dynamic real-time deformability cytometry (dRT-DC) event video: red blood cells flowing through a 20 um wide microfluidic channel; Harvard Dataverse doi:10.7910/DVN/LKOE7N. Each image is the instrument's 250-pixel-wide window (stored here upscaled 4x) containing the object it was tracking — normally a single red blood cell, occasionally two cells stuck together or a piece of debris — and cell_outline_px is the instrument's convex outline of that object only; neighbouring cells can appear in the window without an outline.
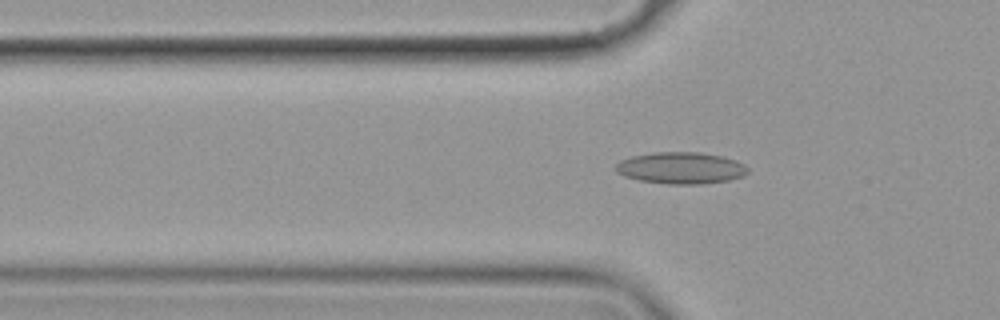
{"species": "common noctule bat (a hibernating species)", "species_latin": "Nyctalus noctula", "temperature_condition": "cold", "stored_images_in_passage": 45, "camera_frame_rate_fps": 3000, "um_per_image_px": 0.085, "animal": {"sex": "female", "body_mass_g": 19.9}, "frame": {"image": 1, "passage_image": 7, "time_ms": 2.0, "image_size_px": [1000, 320], "cell_outline_px": [[748, 172], [744, 176], [728, 180], [700, 184], [668, 184], [640, 180], [624, 176], [616, 172], [616, 164], [620, 160], [632, 156], [652, 152], [700, 152], [724, 156], [736, 160], [744, 164], [748, 168]], "centroid_in_image_um": [57.89, 14.27], "position_along_channel_um": 67.9, "area_um2": 24.51}}
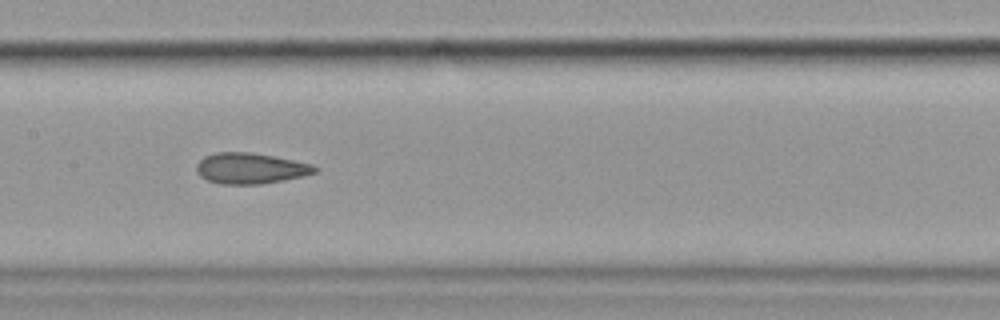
{"frame": {"image": 2, "passage_image": 17, "time_ms": 5.333, "image_size_px": [1000, 320], "cell_outline_px": [[320, 168], [316, 172], [304, 176], [260, 184], [220, 184], [208, 180], [200, 176], [196, 172], [196, 164], [204, 156], [216, 152], [248, 152], [272, 156], [312, 164]], "centroid_in_image_um": [21.27, 14.31], "position_along_channel_um": 186.1, "area_um2": 21.21}}
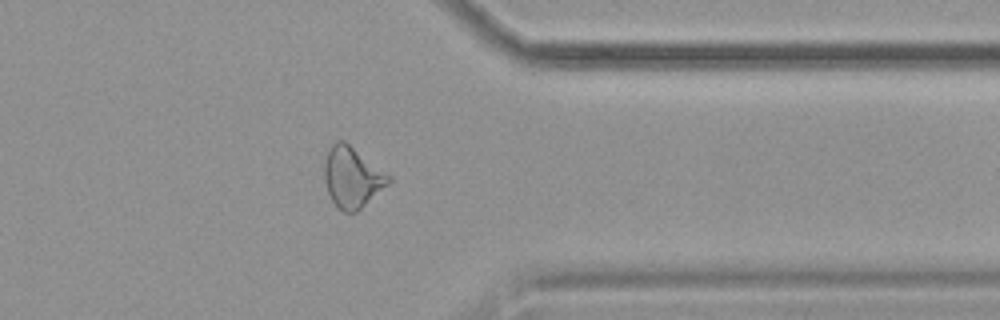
{"frame": {"image": 3, "passage_image": 34, "time_ms": 11.0, "image_size_px": [1000, 320], "cell_outline_px": [[392, 180], [388, 184], [356, 212], [344, 212], [332, 200], [328, 192], [324, 180], [324, 160], [332, 144], [336, 140], [344, 140], [392, 176]], "centroid_in_image_um": [29.94, 15.04], "position_along_channel_um": 381.5, "area_um2": 22.54}, "authors_computed_cell_mechanics": {"area_um2": 22.4264, "velocity_mm_per_s": 3.5645, "shape_relaxation_time_tau1_ms": null, "shape_relaxation_time_tau2_ms": 2.4458, "deformation_change_tau1": null, "deformation_change_tau2": 0.0911}}